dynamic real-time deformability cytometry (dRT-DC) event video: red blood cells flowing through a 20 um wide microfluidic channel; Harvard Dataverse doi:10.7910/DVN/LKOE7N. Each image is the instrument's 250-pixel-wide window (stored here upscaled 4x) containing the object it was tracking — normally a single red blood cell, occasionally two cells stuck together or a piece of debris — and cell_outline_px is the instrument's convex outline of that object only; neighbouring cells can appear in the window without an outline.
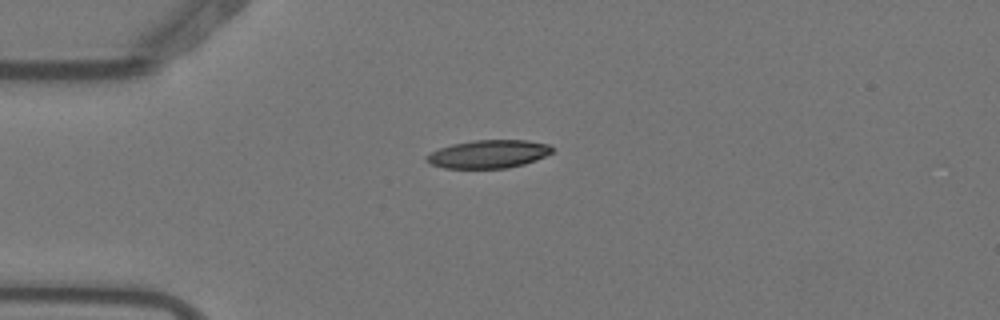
{"species": "Egyptian fruit bat (a non-hibernating species)", "species_latin": "Rousettus aegyptiacus", "temperature_condition": "warm", "stored_images_in_passage": 2, "camera_frame_rate_fps": 3000, "um_per_image_px": 0.085, "animal": {"sex": "female"}, "frame": {"image": 1, "passage_image": 1, "time_ms": 0.0, "image_size_px": [1000, 320], "cell_outline_px": [[552, 152], [536, 160], [524, 164], [508, 168], [444, 168], [432, 164], [424, 160], [424, 156], [440, 148], [452, 144], [476, 140], [528, 140], [548, 144], [552, 148]], "centroid_in_image_um": [41.51, 13.09], "position_along_channel_um": 43.5, "area_um2": 20.52}}